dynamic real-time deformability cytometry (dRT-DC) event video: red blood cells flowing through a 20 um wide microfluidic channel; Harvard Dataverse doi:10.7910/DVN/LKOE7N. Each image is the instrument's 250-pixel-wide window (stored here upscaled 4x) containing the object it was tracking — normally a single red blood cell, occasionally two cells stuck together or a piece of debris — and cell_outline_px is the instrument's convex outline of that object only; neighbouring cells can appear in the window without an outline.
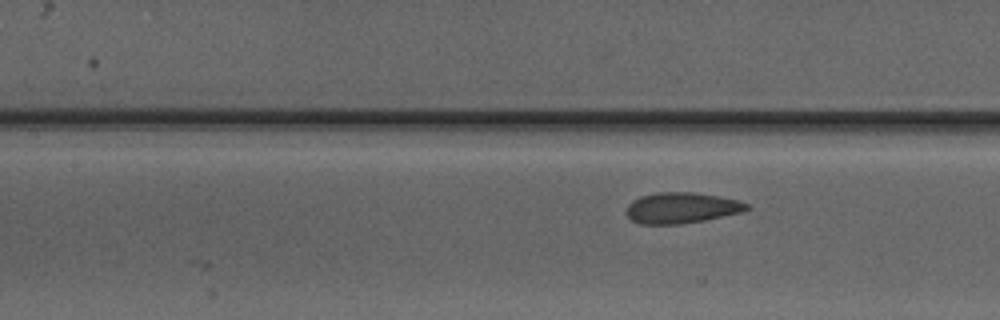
{"species": "Egyptian fruit bat (a non-hibernating species)", "species_latin": "Rousettus aegyptiacus", "temperature_condition": "warm", "stored_images_in_passage": 15, "camera_frame_rate_fps": 3000, "um_per_image_px": 0.085, "animal": {"sex": "male"}, "frame": {"image": 1, "passage_image": 15, "time_ms": 4.667, "image_size_px": [1000, 320], "cell_outline_px": [[748, 208], [744, 212], [704, 220], [680, 224], [640, 224], [632, 220], [628, 216], [628, 204], [632, 200], [640, 196], [656, 192], [696, 192], [740, 200], [748, 204]], "centroid_in_image_um": [57.95, 17.66], "position_along_channel_um": 149.5, "area_um2": 21.68}}